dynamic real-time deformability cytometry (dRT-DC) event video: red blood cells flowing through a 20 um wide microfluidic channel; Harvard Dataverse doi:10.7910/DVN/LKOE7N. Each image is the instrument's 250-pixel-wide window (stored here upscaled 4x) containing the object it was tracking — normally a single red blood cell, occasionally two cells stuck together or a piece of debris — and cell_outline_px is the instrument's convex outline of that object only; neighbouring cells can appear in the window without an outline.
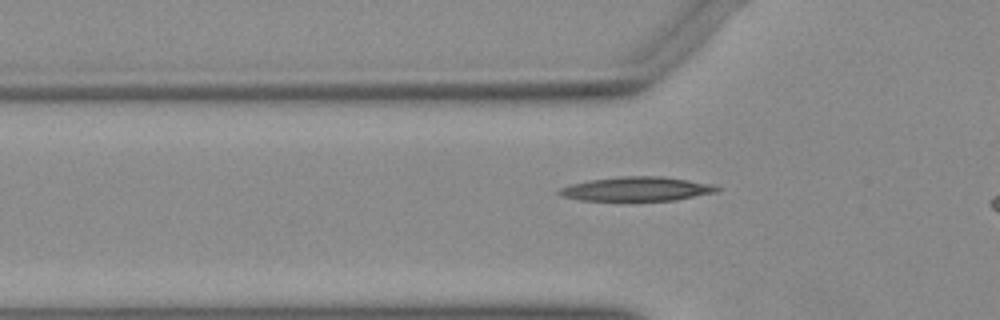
{"species": "Egyptian fruit bat (a non-hibernating species)", "species_latin": "Rousettus aegyptiacus", "temperature_condition": "warm", "stored_images_in_passage": 33, "camera_frame_rate_fps": 3000, "um_per_image_px": 0.085, "animal": {"sex": "female"}, "frame": {"image": 1, "passage_image": 4, "time_ms": 1.0, "image_size_px": [1000, 320], "cell_outline_px": [[720, 188], [716, 192], [676, 200], [580, 200], [564, 196], [556, 192], [560, 188], [572, 184], [588, 180], [620, 176], [664, 176], [712, 184]], "centroid_in_image_um": [54.13, 16.05], "position_along_channel_um": 71.7, "area_um2": 22.02}}
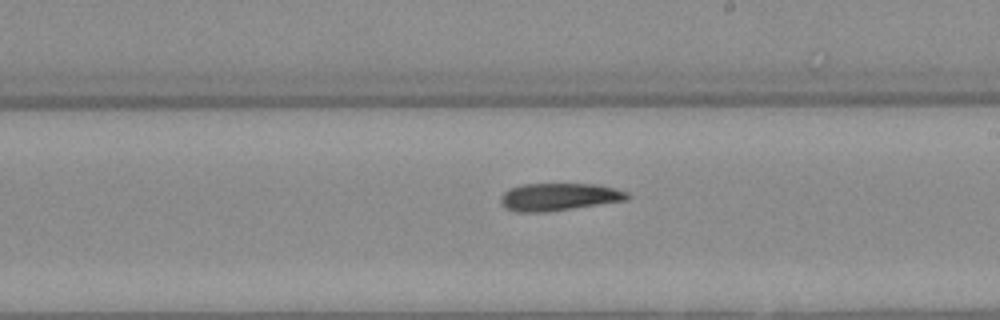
{"frame": {"image": 2, "passage_image": 17, "time_ms": 5.333, "image_size_px": [1000, 320], "cell_outline_px": [[632, 196], [628, 200], [544, 212], [516, 212], [504, 208], [500, 200], [500, 196], [508, 188], [520, 184], [596, 184], [628, 192]], "centroid_in_image_um": [47.47, 16.73], "position_along_channel_um": 241.5, "area_um2": 20.4}}
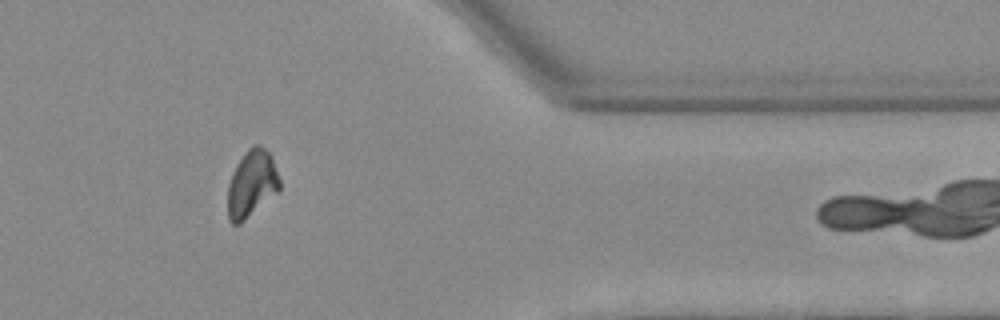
{"frame": {"image": 3, "passage_image": 30, "time_ms": 9.667, "image_size_px": [1000, 320], "cell_outline_px": [[280, 188], [276, 192], [240, 224], [232, 224], [228, 220], [228, 184], [232, 172], [236, 164], [248, 148], [252, 144], [260, 144], [272, 156], [280, 180]], "centroid_in_image_um": [21.38, 15.59], "position_along_channel_um": 390.0, "area_um2": 20.17}}